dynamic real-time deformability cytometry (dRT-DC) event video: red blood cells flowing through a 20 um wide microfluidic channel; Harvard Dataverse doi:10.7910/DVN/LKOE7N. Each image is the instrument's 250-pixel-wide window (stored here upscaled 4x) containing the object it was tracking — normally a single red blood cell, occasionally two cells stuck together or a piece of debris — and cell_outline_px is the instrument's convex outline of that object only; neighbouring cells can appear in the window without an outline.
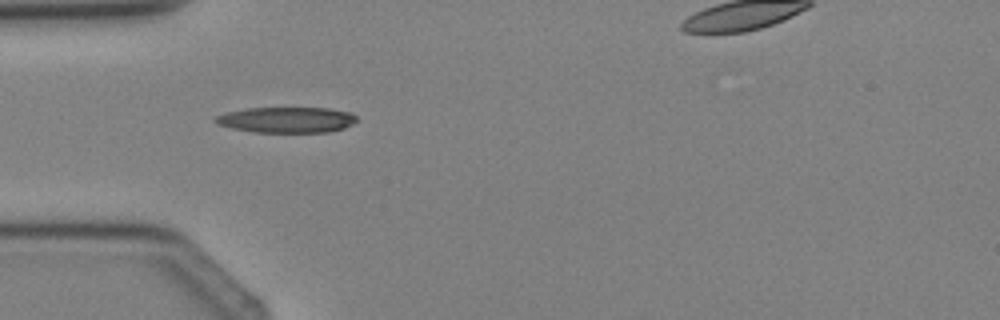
{"species": "Egyptian fruit bat (a non-hibernating species)", "species_latin": "Rousettus aegyptiacus", "temperature_condition": "cold", "stored_images_in_passage": 2, "segment_of_instrument_passage": [1, 2], "camera_frame_rate_fps": 3000, "um_per_image_px": 0.085, "animal": {"sex": "female"}, "frame": {"image": 1, "passage_image": 1, "time_ms": 0.0, "image_size_px": [1000, 320], "cell_outline_px": [[356, 120], [352, 124], [344, 128], [328, 132], [252, 132], [232, 128], [216, 124], [212, 120], [216, 116], [228, 112], [248, 108], [328, 108], [352, 112], [356, 116]], "centroid_in_image_um": [24.36, 10.18], "position_along_channel_um": 60.6, "area_um2": 21.21}}